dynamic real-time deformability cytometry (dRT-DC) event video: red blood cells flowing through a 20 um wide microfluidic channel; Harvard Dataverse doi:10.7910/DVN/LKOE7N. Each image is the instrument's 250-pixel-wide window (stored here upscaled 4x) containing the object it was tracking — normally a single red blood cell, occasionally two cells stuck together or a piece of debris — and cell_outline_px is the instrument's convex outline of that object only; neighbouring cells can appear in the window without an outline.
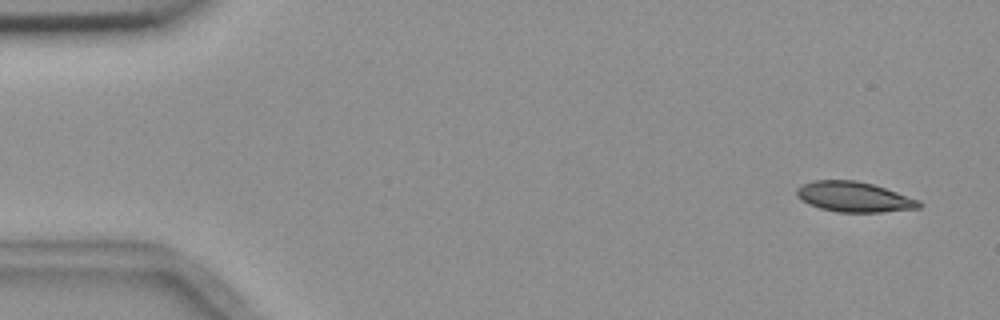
{"species": "common noctule bat (a hibernating species)", "species_latin": "Nyctalus noctula", "temperature_condition": "room temperature", "stored_images_in_passage": 5, "camera_frame_rate_fps": 3000, "um_per_image_px": 0.085, "animal": {"sex": "female", "body_mass_g": 18.4}, "frame": {"image": 1, "passage_image": 1, "time_ms": 0.0, "image_size_px": [1000, 320], "cell_outline_px": [[924, 204], [920, 208], [880, 212], [836, 212], [820, 208], [808, 204], [800, 200], [796, 196], [796, 188], [812, 180], [856, 180], [872, 184], [920, 200]], "centroid_in_image_um": [72.57, 16.74], "position_along_channel_um": 12.4, "area_um2": 21.62}}